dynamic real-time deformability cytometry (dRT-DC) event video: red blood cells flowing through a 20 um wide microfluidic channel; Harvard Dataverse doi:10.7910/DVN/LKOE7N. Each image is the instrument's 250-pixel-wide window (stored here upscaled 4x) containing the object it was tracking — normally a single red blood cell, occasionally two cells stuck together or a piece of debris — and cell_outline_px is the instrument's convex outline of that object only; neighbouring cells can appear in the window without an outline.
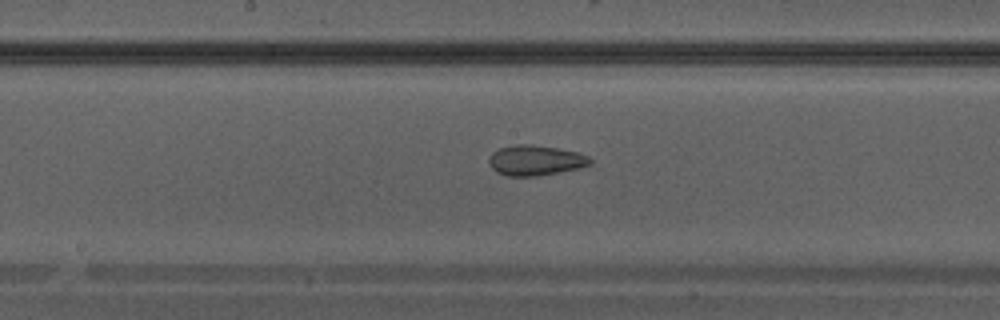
{"species": "Egyptian fruit bat (a non-hibernating species)", "species_latin": "Rousettus aegyptiacus", "temperature_condition": "warm", "stored_images_in_passage": 32, "camera_frame_rate_fps": 3000, "um_per_image_px": 0.085, "animal": {"sex": "male"}, "frame": {"image": 1, "passage_image": 14, "time_ms": 4.333, "image_size_px": [1000, 320], "cell_outline_px": [[592, 164], [580, 168], [536, 176], [504, 176], [496, 172], [492, 168], [488, 160], [492, 152], [500, 148], [516, 144], [532, 144], [556, 148], [576, 152], [588, 156], [592, 160]], "centroid_in_image_um": [45.5, 13.63], "position_along_channel_um": 202.7, "area_um2": 17.86}}